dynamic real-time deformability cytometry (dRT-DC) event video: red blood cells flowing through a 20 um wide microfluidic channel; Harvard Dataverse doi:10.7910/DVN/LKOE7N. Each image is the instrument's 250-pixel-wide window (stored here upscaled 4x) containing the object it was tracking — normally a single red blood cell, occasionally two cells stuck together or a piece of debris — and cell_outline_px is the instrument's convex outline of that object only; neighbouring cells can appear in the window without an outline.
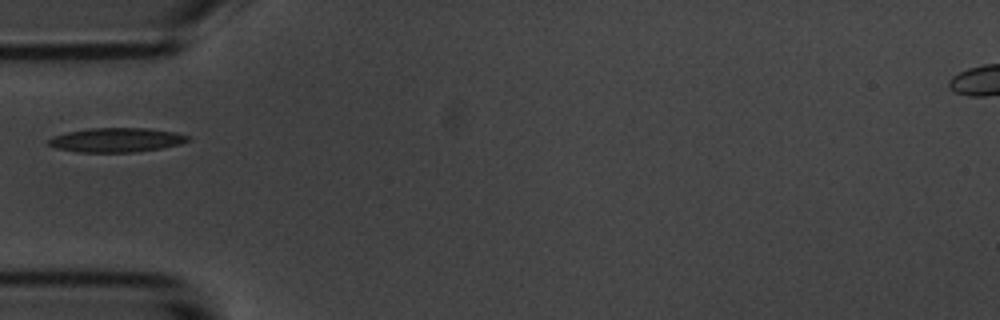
{"species": "common noctule bat (a hibernating species)", "species_latin": "Nyctalus noctula", "temperature_condition": "room temperature", "stored_images_in_passage": 15, "camera_frame_rate_fps": 3000, "um_per_image_px": 0.085, "animal": {"sex": "male", "body_mass_g": 20.1, "forearm_length_mm": 53.5}, "frame": {"image": 1, "passage_image": 5, "time_ms": 5.333, "image_size_px": [1000, 320], "cell_outline_px": [[192, 140], [180, 144], [164, 148], [132, 152], [80, 152], [56, 148], [48, 144], [48, 140], [56, 136], [68, 132], [88, 128], [148, 128], [176, 132], [192, 136]], "centroid_in_image_um": [10.0, 11.89], "position_along_channel_um": 75.0, "area_um2": 19.77}}
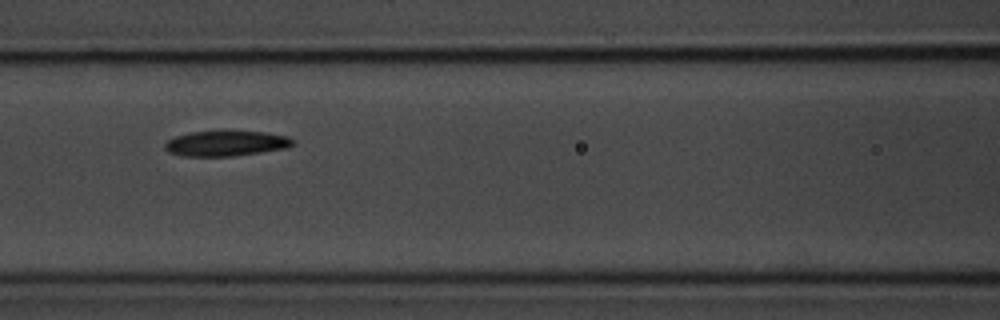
{"frame": {"image": 2, "passage_image": 7, "time_ms": 7.333, "image_size_px": [1000, 320], "cell_outline_px": [[296, 144], [288, 148], [232, 156], [180, 156], [168, 152], [164, 148], [164, 144], [168, 140], [176, 136], [192, 132], [268, 132], [288, 136], [296, 140]], "centroid_in_image_um": [19.26, 12.2], "position_along_channel_um": 147.3, "area_um2": 18.84}}
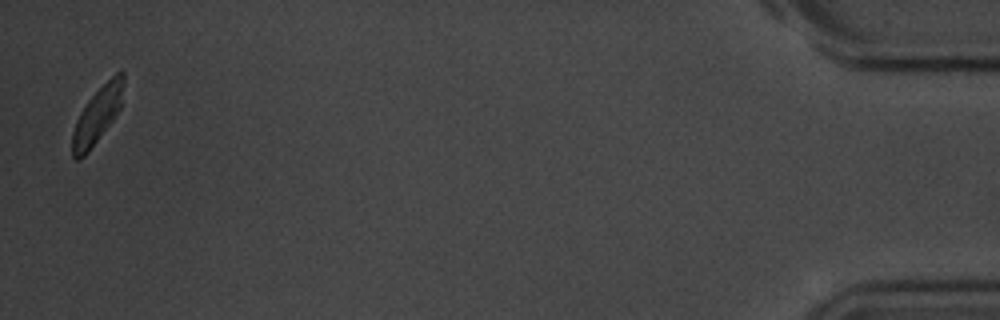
{"frame": {"image": 3, "passage_image": 15, "time_ms": 17.667, "image_size_px": [1000, 320], "cell_outline_px": [[124, 84], [120, 108], [112, 120], [88, 152], [80, 160], [76, 160], [72, 156], [72, 132], [76, 120], [80, 112], [88, 100], [116, 72], [124, 72]], "centroid_in_image_um": [8.25, 9.81], "position_along_channel_um": 426.9, "area_um2": 16.47}, "authors_computed_cell_mechanics": {"area_um2": 19.8254, "velocity_mm_per_s": 3.5849, "shape_relaxation_time_tau1_ms": 6.554, "shape_relaxation_time_tau2_ms": 6.9584, "deformation_change_tau1": 0.1421, "deformation_change_tau2": 0.1331}}